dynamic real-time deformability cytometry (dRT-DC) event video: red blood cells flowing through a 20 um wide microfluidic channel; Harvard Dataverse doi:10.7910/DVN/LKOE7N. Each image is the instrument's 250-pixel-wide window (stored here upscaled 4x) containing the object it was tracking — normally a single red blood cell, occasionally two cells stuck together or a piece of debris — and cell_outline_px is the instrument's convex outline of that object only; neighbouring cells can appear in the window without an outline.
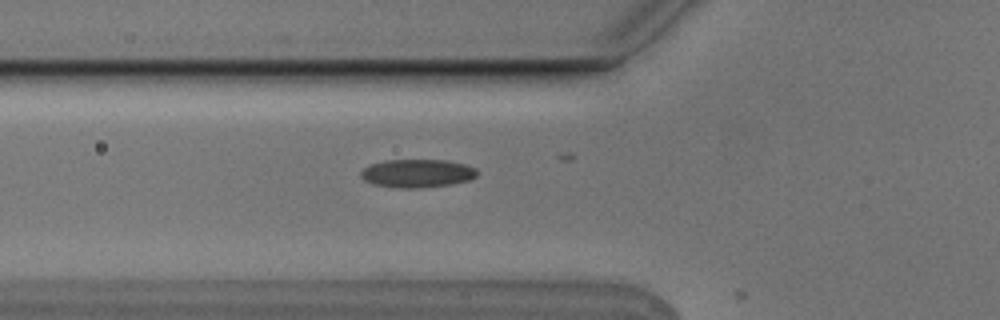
{"species": "Egyptian fruit bat (a non-hibernating species)", "species_latin": "Rousettus aegyptiacus", "temperature_condition": "cold", "stored_images_in_passage": 6, "camera_frame_rate_fps": 3000, "um_per_image_px": 0.085, "animal": {"sex": "male"}, "frame": {"image": 1, "passage_image": 6, "time_ms": 1.667, "image_size_px": [1000, 320], "cell_outline_px": [[476, 176], [468, 180], [452, 184], [420, 188], [400, 188], [372, 184], [364, 180], [360, 176], [360, 172], [368, 164], [384, 160], [448, 160], [464, 164], [476, 168]], "centroid_in_image_um": [35.42, 14.73], "position_along_channel_um": 90.4, "area_um2": 19.25}}